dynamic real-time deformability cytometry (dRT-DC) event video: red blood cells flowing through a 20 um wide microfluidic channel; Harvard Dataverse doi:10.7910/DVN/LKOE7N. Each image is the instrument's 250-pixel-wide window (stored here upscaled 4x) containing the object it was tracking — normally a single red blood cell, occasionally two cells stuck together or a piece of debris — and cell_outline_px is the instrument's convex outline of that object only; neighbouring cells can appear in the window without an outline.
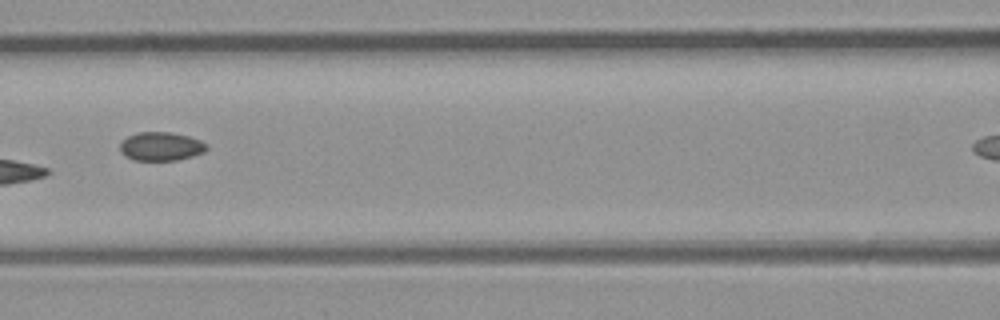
{"species": "common noctule bat (a hibernating species)", "species_latin": "Nyctalus noctula", "temperature_condition": "room temperature", "stored_images_in_passage": 8, "segment_of_instrument_passage": [1, 2], "camera_frame_rate_fps": 3000, "um_per_image_px": 0.085, "animal": {"sex": "male", "body_mass_g": 23.1, "forearm_length_mm": 52.7}, "frame": {"image": 1, "passage_image": 7, "time_ms": 7.667, "image_size_px": [1000, 320], "cell_outline_px": [[208, 148], [204, 152], [192, 156], [176, 160], [136, 160], [120, 152], [120, 144], [128, 136], [136, 132], [168, 132], [188, 136], [200, 140], [208, 144]], "centroid_in_image_um": [13.71, 12.43], "position_along_channel_um": 152.9, "area_um2": 14.33}}